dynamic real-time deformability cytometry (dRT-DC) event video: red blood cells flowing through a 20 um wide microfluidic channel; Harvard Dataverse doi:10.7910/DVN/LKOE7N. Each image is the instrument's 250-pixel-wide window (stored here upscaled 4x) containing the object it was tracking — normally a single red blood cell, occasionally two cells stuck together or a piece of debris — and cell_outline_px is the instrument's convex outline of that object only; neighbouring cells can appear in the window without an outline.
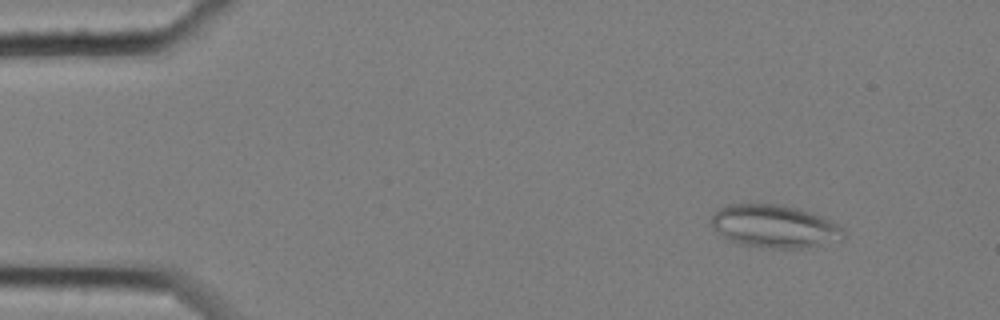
{"species": "common noctule bat (a hibernating species)", "species_latin": "Nyctalus noctula", "temperature_condition": "cold", "stored_images_in_passage": 58, "camera_frame_rate_fps": 3000, "um_per_image_px": 0.085, "animal": {"sex": "female", "body_mass_g": 25.1}, "frame": {"image": 1, "passage_image": 7, "time_ms": 2.0, "image_size_px": [1000, 320], "cell_outline_px": [[844, 236], [808, 248], [772, 248], [744, 244], [728, 240], [712, 224], [712, 216], [716, 208], [728, 204], [780, 204], [800, 208], [820, 216], [844, 228]], "centroid_in_image_um": [65.8, 19.21], "position_along_channel_um": 19.2, "area_um2": 32.48}}
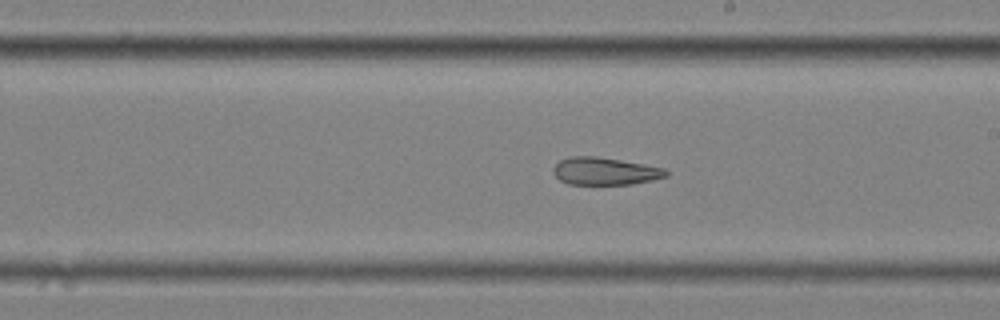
{"frame": {"image": 2, "passage_image": 34, "time_ms": 11.0, "image_size_px": [1000, 320], "cell_outline_px": [[668, 176], [652, 180], [632, 184], [568, 184], [560, 180], [552, 172], [552, 168], [560, 160], [572, 156], [596, 156], [620, 160], [664, 168], [668, 172]], "centroid_in_image_um": [51.4, 14.55], "position_along_channel_um": 237.6, "area_um2": 17.98}}
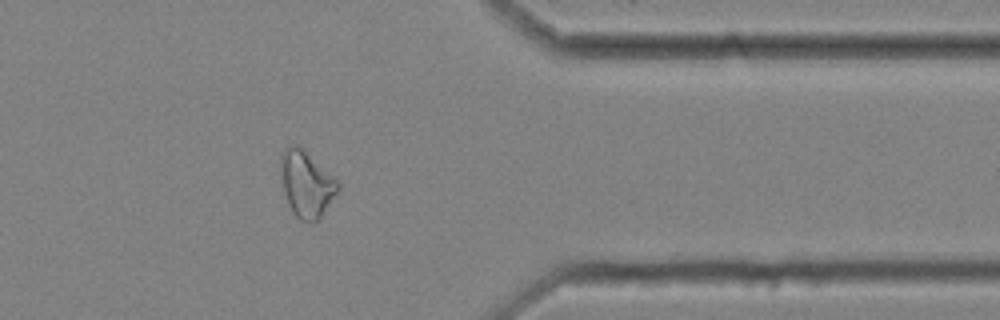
{"frame": {"image": 3, "passage_image": 48, "time_ms": 15.667, "image_size_px": [1000, 320], "cell_outline_px": [[340, 188], [320, 220], [312, 224], [300, 220], [292, 212], [284, 192], [280, 164], [280, 156], [284, 148], [288, 144], [300, 144], [336, 176], [340, 180]], "centroid_in_image_um": [26.09, 15.6], "position_along_channel_um": 385.3, "area_um2": 23.0}}